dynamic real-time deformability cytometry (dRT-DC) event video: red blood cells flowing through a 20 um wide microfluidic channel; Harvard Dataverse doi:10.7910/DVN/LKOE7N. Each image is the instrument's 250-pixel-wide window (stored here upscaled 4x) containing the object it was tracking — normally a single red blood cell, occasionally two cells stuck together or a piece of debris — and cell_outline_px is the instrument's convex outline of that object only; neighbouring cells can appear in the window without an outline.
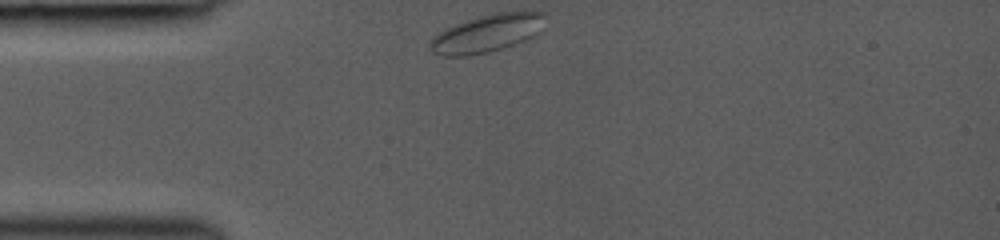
{"species": "common noctule bat (a hibernating species)", "species_latin": "Nyctalus noctula", "temperature_condition": "room temperature", "stored_images_in_passage": 12, "camera_frame_rate_fps": 3000, "um_per_image_px": 0.085, "animal": {"sex": "female", "body_mass_g": 19.0, "forearm_length_mm": 53.3}, "frame": {"image": 1, "passage_image": 1, "time_ms": 0.0, "image_size_px": [1000, 240], "cell_outline_px": [[548, 16], [540, 32], [536, 36], [504, 48], [488, 52], [468, 56], [444, 56], [432, 52], [428, 48], [428, 44], [432, 36], [456, 24], [468, 20], [496, 12], [544, 12]], "centroid_in_image_um": [41.43, 2.85], "position_along_channel_um": 43.6, "area_um2": 25.43}}
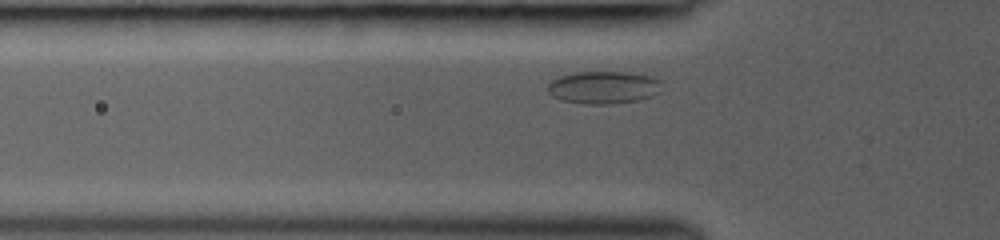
{"frame": {"image": 2, "passage_image": 8, "time_ms": 1.333, "image_size_px": [1000, 240], "cell_outline_px": [[660, 80], [656, 92], [652, 96], [640, 100], [608, 104], [584, 104], [560, 100], [552, 96], [548, 92], [548, 84], [552, 80], [560, 76], [576, 72], [628, 72], [652, 76]], "centroid_in_image_um": [51.25, 7.43], "position_along_channel_um": 74.5, "area_um2": 21.56}}